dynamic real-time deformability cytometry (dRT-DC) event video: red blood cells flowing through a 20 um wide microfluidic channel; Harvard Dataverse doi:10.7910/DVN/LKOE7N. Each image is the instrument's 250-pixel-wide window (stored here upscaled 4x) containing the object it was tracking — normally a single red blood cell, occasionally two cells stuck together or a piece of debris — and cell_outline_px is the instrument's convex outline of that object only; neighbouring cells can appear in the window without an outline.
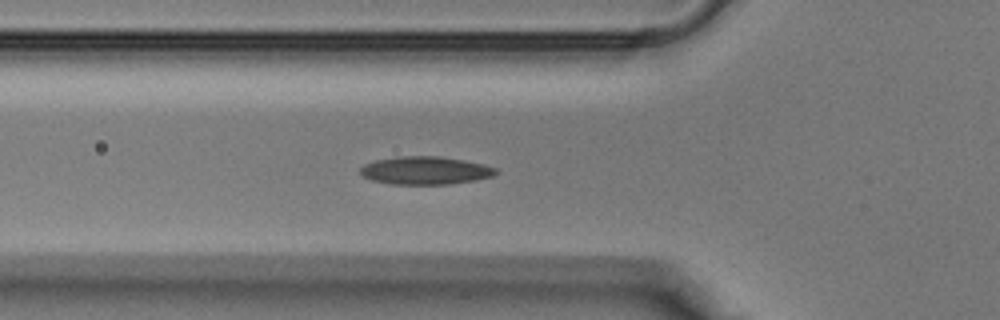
{"species": "Egyptian fruit bat (a non-hibernating species)", "species_latin": "Rousettus aegyptiacus", "temperature_condition": "warm", "stored_images_in_passage": 38, "camera_frame_rate_fps": 3000, "um_per_image_px": 0.085, "animal": {"sex": "male"}, "frame": {"image": 1, "passage_image": 12, "time_ms": 3.667, "image_size_px": [1000, 320], "cell_outline_px": [[500, 172], [492, 176], [476, 180], [448, 184], [388, 184], [372, 180], [364, 176], [360, 172], [360, 168], [364, 164], [376, 160], [396, 156], [440, 156], [464, 160], [484, 164], [496, 168]], "centroid_in_image_um": [36.16, 14.49], "position_along_channel_um": 89.6, "area_um2": 22.2}}
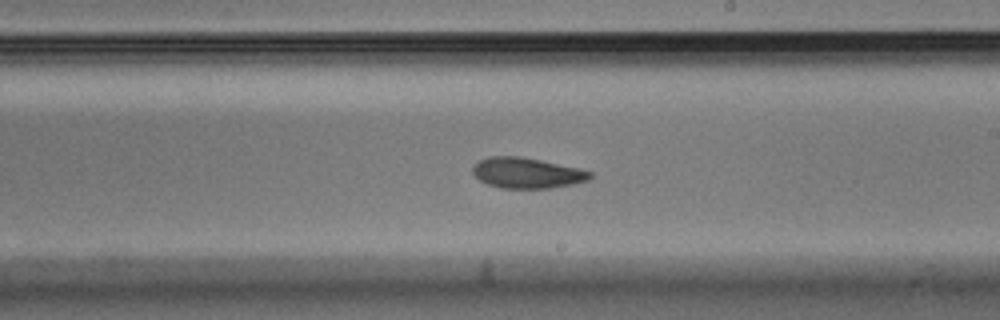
{"frame": {"image": 2, "passage_image": 21, "time_ms": 6.667, "image_size_px": [1000, 320], "cell_outline_px": [[592, 176], [588, 180], [572, 184], [552, 188], [500, 188], [488, 184], [480, 180], [472, 172], [472, 168], [480, 160], [488, 156], [520, 156], [580, 168], [592, 172]], "centroid_in_image_um": [44.8, 14.7], "position_along_channel_um": 244.2, "area_um2": 20.87}}
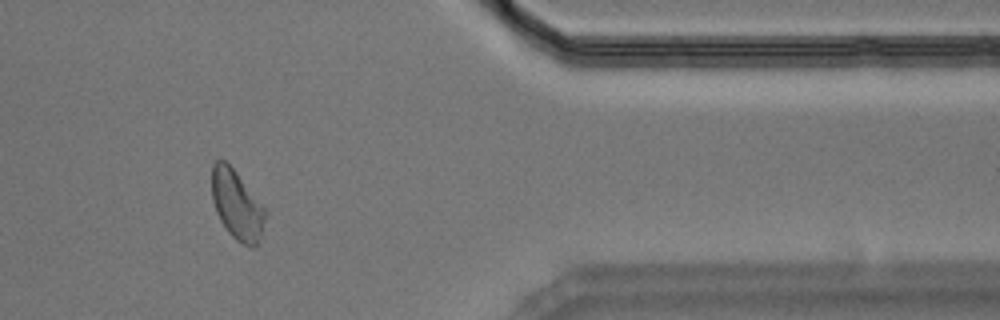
{"frame": {"image": 3, "passage_image": 31, "time_ms": 10.0, "image_size_px": [1000, 320], "cell_outline_px": [[268, 212], [260, 236], [256, 244], [252, 248], [236, 240], [228, 232], [220, 220], [216, 212], [212, 200], [212, 164], [216, 160], [224, 160], [236, 172]], "centroid_in_image_um": [20.13, 17.42], "position_along_channel_um": 391.3, "area_um2": 21.39}}